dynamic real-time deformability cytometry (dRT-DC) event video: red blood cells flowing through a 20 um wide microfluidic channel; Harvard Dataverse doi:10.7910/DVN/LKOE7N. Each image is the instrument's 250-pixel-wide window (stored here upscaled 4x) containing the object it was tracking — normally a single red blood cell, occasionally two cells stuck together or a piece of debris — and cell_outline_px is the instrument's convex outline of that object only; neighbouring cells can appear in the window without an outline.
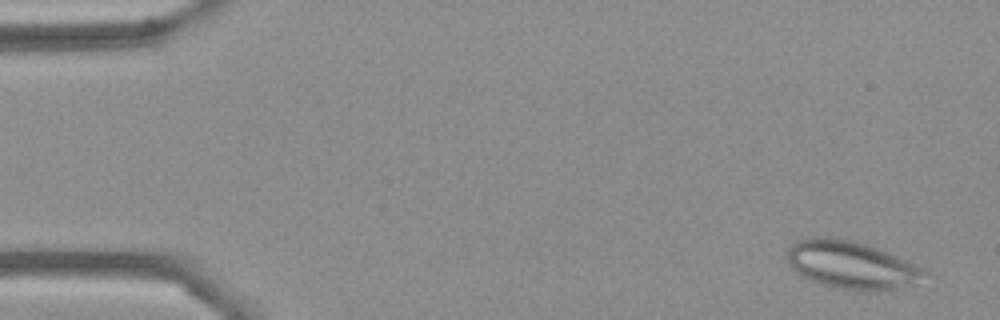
{"species": "Egyptian fruit bat (a non-hibernating species)", "species_latin": "Rousettus aegyptiacus", "temperature_condition": "cold", "stored_images_in_passage": 55, "camera_frame_rate_fps": 3000, "um_per_image_px": 0.085, "frame": {"image": 1, "passage_image": 3, "time_ms": 0.667, "image_size_px": [1000, 320], "cell_outline_px": [[932, 272], [916, 284], [896, 288], [872, 292], [868, 292], [832, 288], [808, 280], [796, 272], [792, 268], [788, 260], [788, 248], [796, 240], [812, 236], [828, 236], [848, 240], [864, 244], [888, 252], [928, 268]], "centroid_in_image_um": [72.42, 22.54], "position_along_channel_um": 12.6, "area_um2": 39.02}}
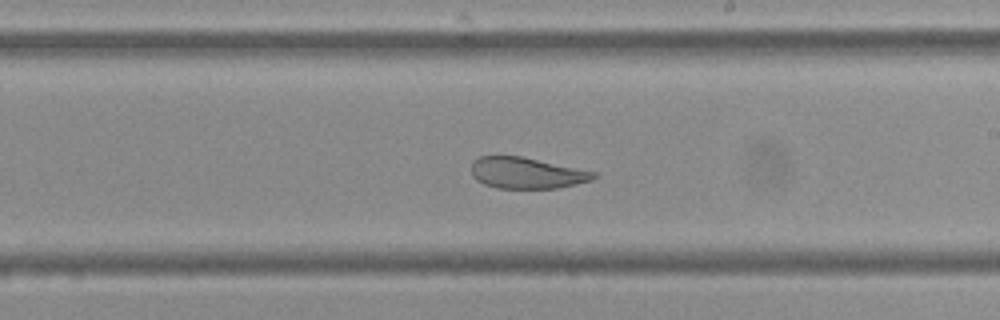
{"frame": {"image": 2, "passage_image": 32, "time_ms": 10.333, "image_size_px": [1000, 320], "cell_outline_px": [[596, 176], [592, 180], [576, 184], [556, 188], [496, 188], [484, 184], [476, 180], [472, 176], [472, 160], [480, 156], [520, 156], [596, 172]], "centroid_in_image_um": [44.72, 14.7], "position_along_channel_um": 244.3, "area_um2": 22.08}}
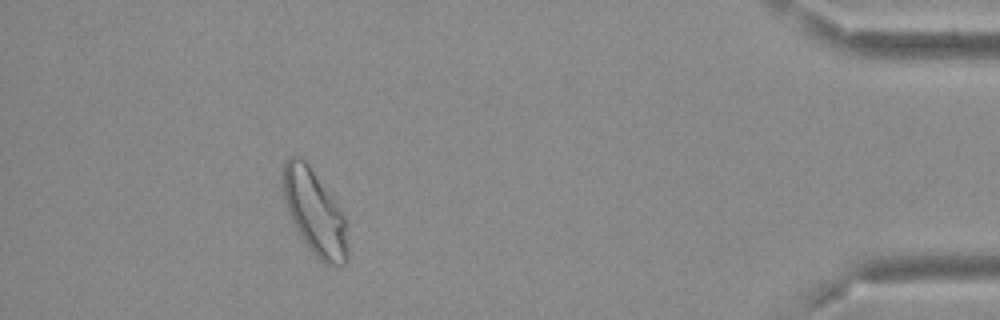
{"frame": {"image": 3, "passage_image": 50, "time_ms": 16.333, "image_size_px": [1000, 320], "cell_outline_px": [[348, 260], [344, 264], [324, 264], [312, 252], [296, 228], [288, 212], [284, 200], [280, 172], [284, 160], [288, 156], [304, 156], [344, 212], [348, 248]], "centroid_in_image_um": [26.72, 17.95], "position_along_channel_um": 408.5, "area_um2": 32.66}, "authors_computed_cell_mechanics": {"area_um2": 29.478, "velocity_mm_per_s": 3.6542, "shape_relaxation_time_tau1_ms": null, "shape_relaxation_time_tau2_ms": 1.4231, "deformation_change_tau1": null, "deformation_change_tau2": 0.0777}}